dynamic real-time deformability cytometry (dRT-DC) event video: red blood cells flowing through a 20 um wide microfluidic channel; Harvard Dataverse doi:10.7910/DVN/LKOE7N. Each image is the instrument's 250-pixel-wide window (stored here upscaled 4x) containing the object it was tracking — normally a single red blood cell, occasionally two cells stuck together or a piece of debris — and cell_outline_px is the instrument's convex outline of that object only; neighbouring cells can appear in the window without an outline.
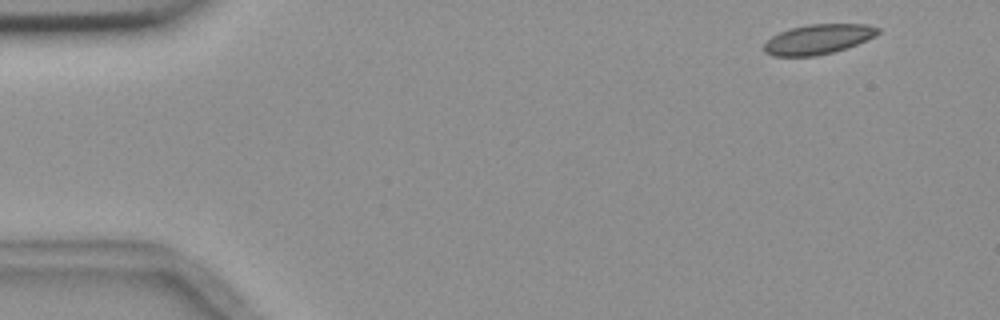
{"species": "common noctule bat (a hibernating species)", "species_latin": "Nyctalus noctula", "temperature_condition": "room temperature", "stored_images_in_passage": 6, "camera_frame_rate_fps": 3000, "um_per_image_px": 0.085, "animal": {"sex": "female", "body_mass_g": 18.4}, "frame": {"image": 1, "passage_image": 1, "time_ms": 0.0, "image_size_px": [1000, 320], "cell_outline_px": [[880, 32], [876, 36], [856, 44], [832, 52], [816, 56], [772, 56], [764, 52], [764, 44], [772, 36], [780, 32], [792, 28], [808, 24], [868, 24], [880, 28]], "centroid_in_image_um": [69.55, 3.33], "position_along_channel_um": 15.5, "area_um2": 19.71}}
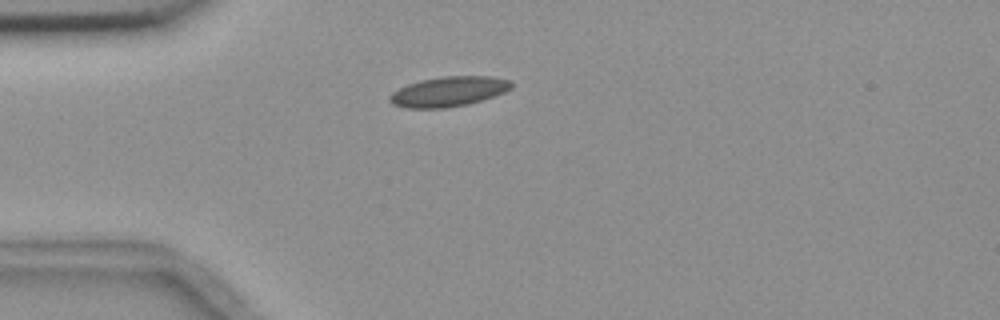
{"frame": {"image": 2, "passage_image": 4, "time_ms": 3.333, "image_size_px": [1000, 320], "cell_outline_px": [[512, 88], [496, 96], [468, 104], [444, 108], [404, 108], [392, 104], [388, 100], [388, 96], [392, 92], [408, 84], [420, 80], [444, 76], [492, 76], [512, 80]], "centroid_in_image_um": [38.14, 7.78], "position_along_channel_um": 46.9, "area_um2": 21.44}}